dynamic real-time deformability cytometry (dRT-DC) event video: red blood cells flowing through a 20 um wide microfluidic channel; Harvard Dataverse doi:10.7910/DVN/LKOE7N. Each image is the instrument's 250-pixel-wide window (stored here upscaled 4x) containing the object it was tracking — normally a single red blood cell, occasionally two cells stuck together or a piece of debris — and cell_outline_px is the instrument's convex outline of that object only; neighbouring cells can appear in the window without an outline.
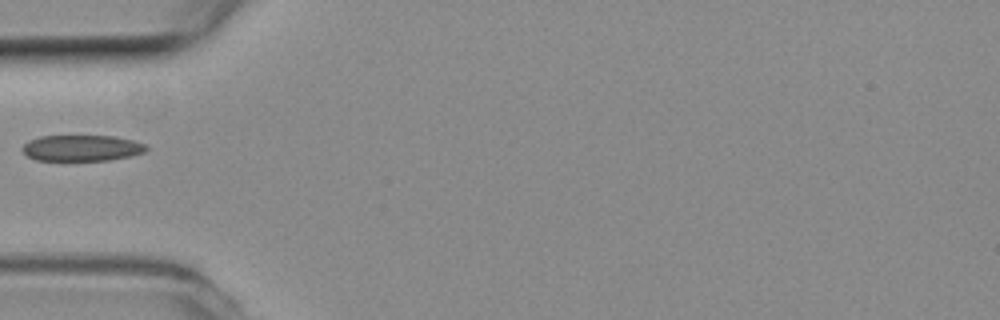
{"species": "common noctule bat (a hibernating species)", "species_latin": "Nyctalus noctula", "temperature_condition": "room temperature", "stored_images_in_passage": 37, "camera_frame_rate_fps": 3000, "um_per_image_px": 0.085, "animal": {"sex": "female", "body_mass_g": 19.3, "forearm_length_mm": 54.1}, "frame": {"image": 1, "passage_image": 1, "time_ms": 0.0, "image_size_px": [1000, 320], "cell_outline_px": [[148, 148], [144, 152], [128, 156], [108, 160], [36, 160], [28, 156], [20, 148], [28, 140], [40, 136], [116, 136], [132, 140], [144, 144]], "centroid_in_image_um": [6.91, 12.57], "position_along_channel_um": 78.1, "area_um2": 18.67}}
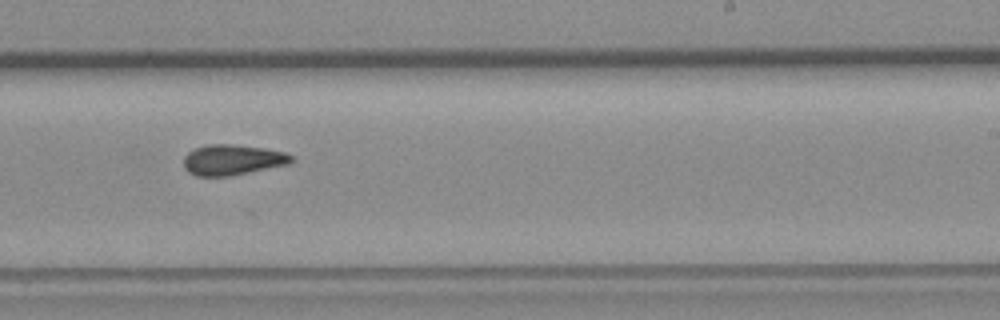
{"frame": {"image": 2, "passage_image": 16, "time_ms": 5.0, "image_size_px": [1000, 320], "cell_outline_px": [[292, 160], [288, 164], [228, 176], [196, 176], [188, 172], [184, 168], [184, 156], [188, 152], [196, 148], [208, 144], [232, 144], [264, 148], [284, 152], [292, 156]], "centroid_in_image_um": [19.71, 13.58], "position_along_channel_um": 269.3, "area_um2": 18.96}}
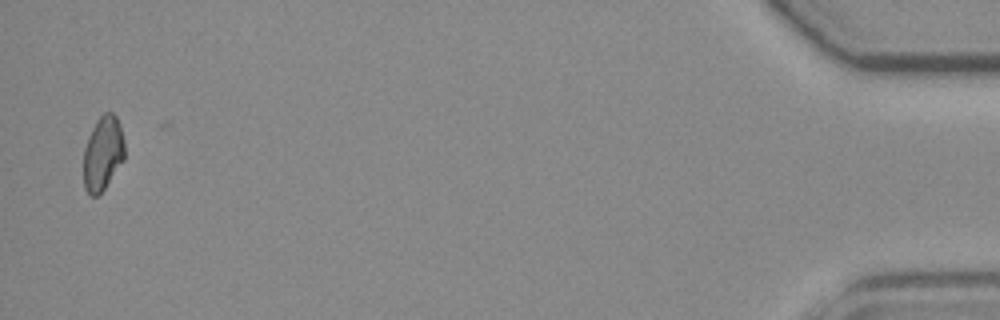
{"frame": {"image": 3, "passage_image": 36, "time_ms": 11.667, "image_size_px": [1000, 320], "cell_outline_px": [[124, 160], [104, 188], [96, 196], [92, 196], [84, 188], [84, 148], [92, 128], [96, 120], [104, 112], [112, 112], [116, 116], [120, 124], [124, 140]], "centroid_in_image_um": [8.75, 13.0], "position_along_channel_um": 426.5, "area_um2": 17.69}}